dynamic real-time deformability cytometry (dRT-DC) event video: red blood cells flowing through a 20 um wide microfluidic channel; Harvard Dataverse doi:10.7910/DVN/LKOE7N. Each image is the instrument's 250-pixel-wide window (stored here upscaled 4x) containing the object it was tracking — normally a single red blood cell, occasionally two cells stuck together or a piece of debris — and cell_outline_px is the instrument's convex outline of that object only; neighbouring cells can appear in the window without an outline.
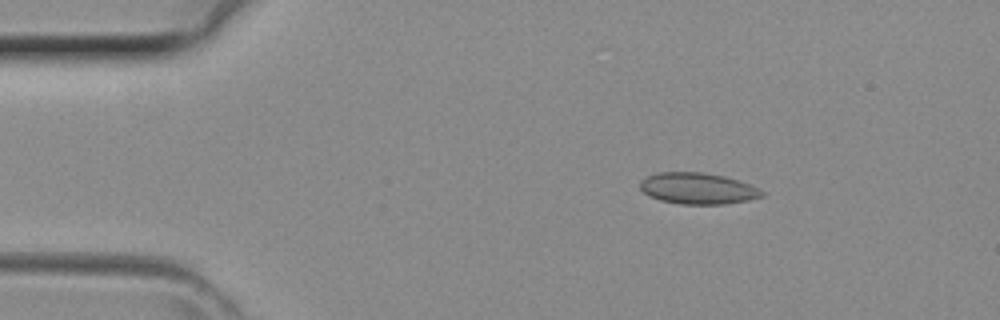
{"species": "common noctule bat (a hibernating species)", "species_latin": "Nyctalus noctula", "temperature_condition": "room temperature", "stored_images_in_passage": 41, "camera_frame_rate_fps": 3000, "um_per_image_px": 0.085, "animal": {"sex": "female", "body_mass_g": 29.2, "forearm_length_mm": 56.3}, "frame": {"image": 1, "passage_image": 6, "time_ms": 1.667, "image_size_px": [1000, 320], "cell_outline_px": [[764, 196], [748, 200], [724, 204], [680, 204], [660, 200], [644, 192], [640, 188], [640, 180], [656, 172], [704, 172], [724, 176], [748, 184], [764, 192]], "centroid_in_image_um": [59.29, 16.01], "position_along_channel_um": 25.7, "area_um2": 22.02}}
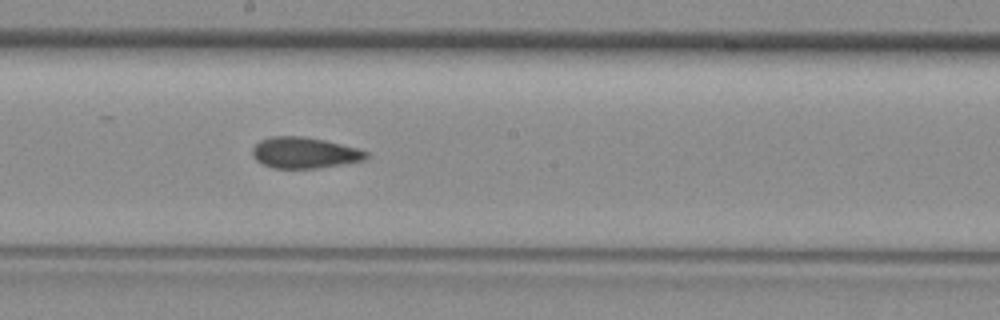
{"frame": {"image": 2, "passage_image": 22, "time_ms": 7.0, "image_size_px": [1000, 320], "cell_outline_px": [[368, 160], [320, 168], [272, 168], [256, 160], [252, 156], [252, 148], [260, 140], [272, 136], [300, 136], [324, 140], [356, 148], [368, 152]], "centroid_in_image_um": [25.89, 12.99], "position_along_channel_um": 222.3, "area_um2": 20.63}}
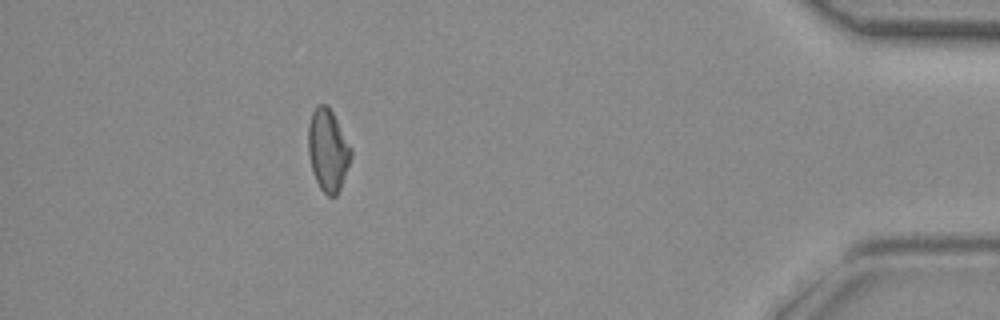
{"frame": {"image": 3, "passage_image": 37, "time_ms": 12.0, "image_size_px": [1000, 320], "cell_outline_px": [[352, 156], [340, 188], [336, 196], [328, 196], [320, 188], [312, 172], [308, 152], [308, 124], [312, 112], [316, 104], [324, 104], [332, 112], [352, 148]], "centroid_in_image_um": [27.86, 12.76], "position_along_channel_um": 407.3, "area_um2": 20.4}}